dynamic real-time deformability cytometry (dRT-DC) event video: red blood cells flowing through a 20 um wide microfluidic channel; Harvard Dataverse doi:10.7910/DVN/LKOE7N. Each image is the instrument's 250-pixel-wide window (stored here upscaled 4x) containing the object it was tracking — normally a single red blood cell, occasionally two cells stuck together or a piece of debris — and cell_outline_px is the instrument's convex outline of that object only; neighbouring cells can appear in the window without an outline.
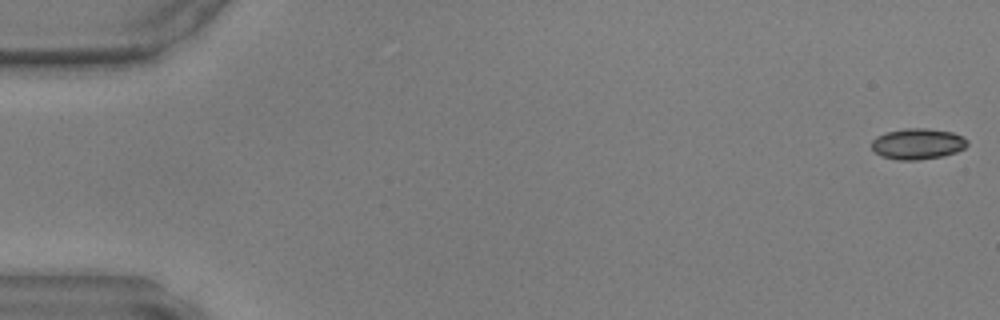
{"species": "common noctule bat (a hibernating species)", "species_latin": "Nyctalus noctula", "temperature_condition": "warm", "stored_images_in_passage": 6, "camera_frame_rate_fps": 3000, "um_per_image_px": 0.085, "animal": {"sex": "male", "body_mass_g": 17.9, "forearm_length_mm": 54.2}, "frame": {"image": 1, "passage_image": 1, "time_ms": 0.0, "image_size_px": [1000, 320], "cell_outline_px": [[968, 144], [964, 148], [956, 152], [944, 156], [920, 160], [896, 160], [880, 156], [872, 148], [872, 140], [876, 136], [888, 132], [904, 128], [928, 128], [952, 132], [964, 136], [968, 140]], "centroid_in_image_um": [78.02, 12.23], "position_along_channel_um": 7.0, "area_um2": 17.46}}